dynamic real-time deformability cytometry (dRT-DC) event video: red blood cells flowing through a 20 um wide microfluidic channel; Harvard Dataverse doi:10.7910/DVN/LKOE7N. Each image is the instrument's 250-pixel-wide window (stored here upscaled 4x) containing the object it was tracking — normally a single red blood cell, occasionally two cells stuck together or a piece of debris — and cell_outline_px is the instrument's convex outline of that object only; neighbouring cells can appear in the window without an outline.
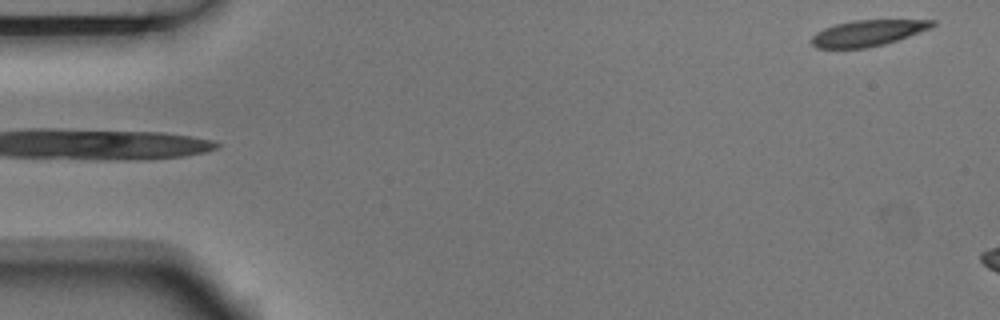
{"species": "Egyptian fruit bat (a non-hibernating species)", "species_latin": "Rousettus aegyptiacus", "temperature_condition": "room temperature", "stored_images_in_passage": 5, "segment_of_instrument_passage": [2, 2], "camera_frame_rate_fps": 3000, "um_per_image_px": 0.085, "animal": {"sex": "male"}, "frame": {"image": 1, "passage_image": 5, "time_ms": 1.333, "image_size_px": [1000, 320], "cell_outline_px": [[936, 24], [932, 28], [884, 44], [868, 48], [816, 48], [812, 44], [812, 36], [816, 32], [824, 28], [836, 24], [852, 20], [936, 20]], "centroid_in_image_um": [73.76, 2.8], "position_along_channel_um": 11.2, "area_um2": 18.26}}